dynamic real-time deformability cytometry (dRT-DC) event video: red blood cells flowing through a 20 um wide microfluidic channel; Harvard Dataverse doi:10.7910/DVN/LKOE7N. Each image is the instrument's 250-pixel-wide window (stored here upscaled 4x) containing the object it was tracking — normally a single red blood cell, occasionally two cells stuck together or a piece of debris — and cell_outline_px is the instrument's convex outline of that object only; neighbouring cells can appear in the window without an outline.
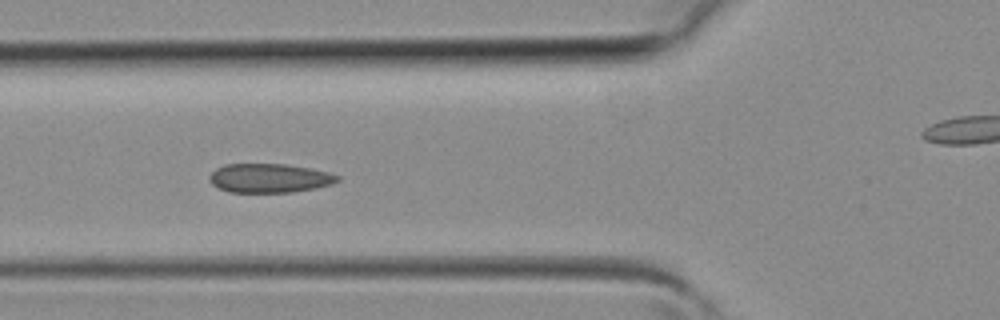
{"species": "common noctule bat (a hibernating species)", "species_latin": "Nyctalus noctula", "temperature_condition": "room temperature", "stored_images_in_passage": 41, "camera_frame_rate_fps": 3000, "um_per_image_px": 0.085, "animal": {"sex": "female", "body_mass_g": 19.3, "forearm_length_mm": 54.1}, "frame": {"image": 1, "passage_image": 14, "time_ms": 4.333, "image_size_px": [1000, 320], "cell_outline_px": [[340, 180], [332, 184], [316, 188], [292, 192], [228, 192], [212, 184], [208, 180], [208, 176], [216, 168], [224, 164], [284, 164], [312, 168], [328, 172], [340, 176]], "centroid_in_image_um": [22.9, 15.14], "position_along_channel_um": 102.9, "area_um2": 21.79}}
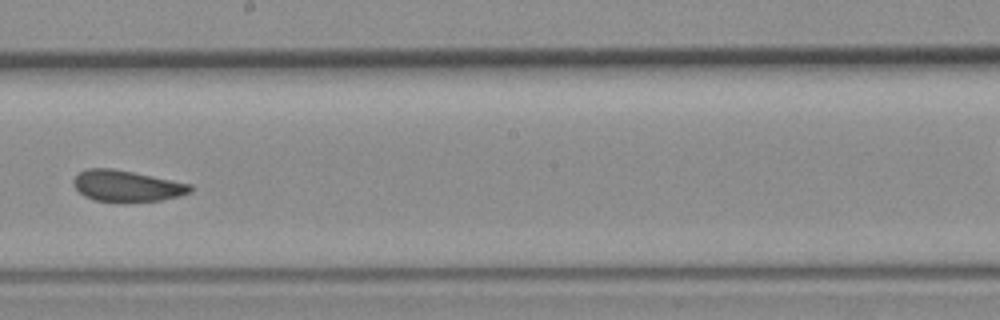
{"frame": {"image": 2, "passage_image": 22, "time_ms": 7.0, "image_size_px": [1000, 320], "cell_outline_px": [[192, 192], [180, 196], [160, 200], [96, 200], [84, 196], [72, 184], [72, 180], [80, 172], [88, 168], [112, 168], [192, 184]], "centroid_in_image_um": [10.78, 15.78], "position_along_channel_um": 237.4, "area_um2": 20.69}}
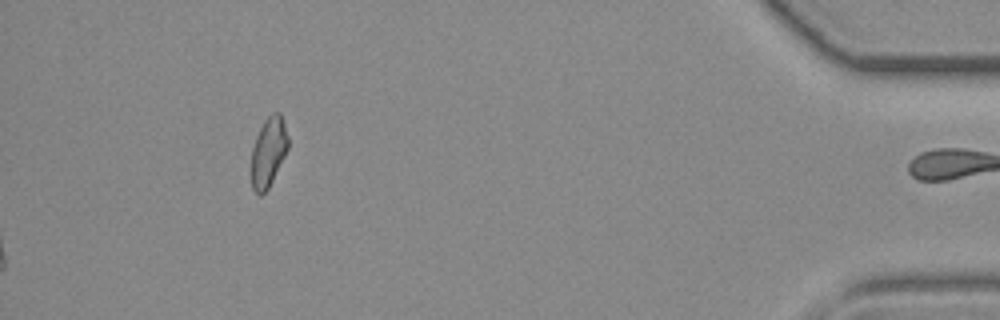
{"frame": {"image": 3, "passage_image": 41, "time_ms": 13.333, "image_size_px": [1000, 320], "cell_outline_px": [[288, 148], [268, 188], [260, 196], [252, 188], [248, 172], [252, 148], [256, 136], [264, 120], [272, 112], [280, 112], [288, 136]], "centroid_in_image_um": [22.76, 12.94], "position_along_channel_um": 412.4, "area_um2": 15.2}}